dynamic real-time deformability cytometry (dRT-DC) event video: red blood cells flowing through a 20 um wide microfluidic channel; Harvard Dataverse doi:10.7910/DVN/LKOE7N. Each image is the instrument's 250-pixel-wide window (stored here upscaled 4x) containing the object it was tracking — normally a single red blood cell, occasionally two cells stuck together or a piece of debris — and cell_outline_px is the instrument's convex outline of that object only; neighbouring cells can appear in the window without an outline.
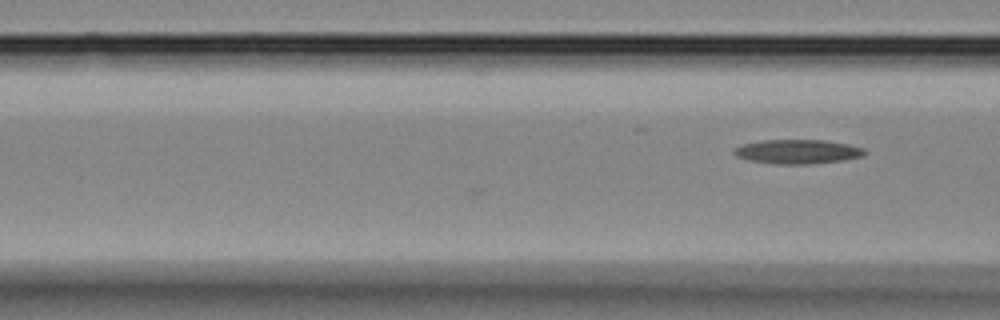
{"species": "Egyptian fruit bat (a non-hibernating species)", "species_latin": "Rousettus aegyptiacus", "temperature_condition": "room temperature", "stored_images_in_passage": 4, "camera_frame_rate_fps": 3000, "um_per_image_px": 0.085, "animal": {"sex": "female"}, "frame": {"image": 1, "passage_image": 4, "time_ms": 1.0, "image_size_px": [1000, 320], "cell_outline_px": [[868, 152], [864, 156], [844, 160], [808, 164], [776, 164], [748, 160], [736, 156], [732, 152], [732, 148], [740, 144], [764, 140], [824, 140], [848, 144], [864, 148]], "centroid_in_image_um": [67.78, 12.89], "position_along_channel_um": 98.8, "area_um2": 18.67}}